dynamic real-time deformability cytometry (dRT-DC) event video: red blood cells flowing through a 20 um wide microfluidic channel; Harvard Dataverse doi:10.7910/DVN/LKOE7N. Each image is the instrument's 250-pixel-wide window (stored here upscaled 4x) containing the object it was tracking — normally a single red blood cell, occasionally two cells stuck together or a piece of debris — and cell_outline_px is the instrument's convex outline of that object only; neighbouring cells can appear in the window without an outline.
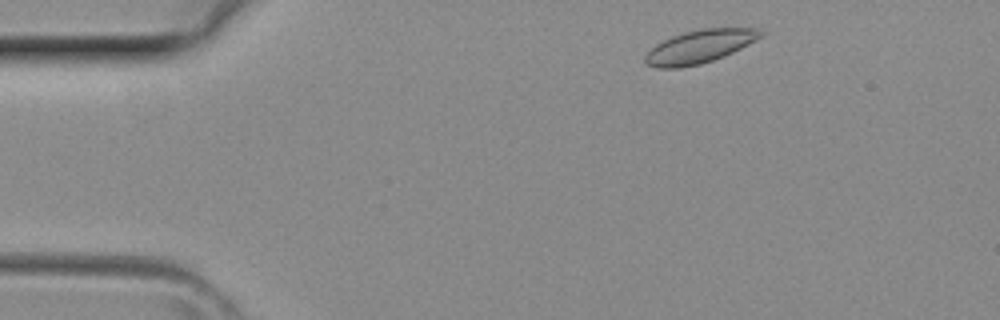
{"species": "common noctule bat (a hibernating species)", "species_latin": "Nyctalus noctula", "temperature_condition": "room temperature", "stored_images_in_passage": 3, "camera_frame_rate_fps": 3000, "um_per_image_px": 0.085, "animal": {"sex": "female", "body_mass_g": 29.2, "forearm_length_mm": 56.3}, "frame": {"image": 1, "passage_image": 1, "time_ms": 0.0, "image_size_px": [1000, 320], "cell_outline_px": [[764, 36], [724, 56], [700, 64], [680, 68], [656, 68], [648, 64], [644, 60], [644, 56], [656, 44], [672, 36], [684, 32], [700, 28], [756, 28], [764, 32]], "centroid_in_image_um": [59.47, 3.95], "position_along_channel_um": 25.5, "area_um2": 22.2}}
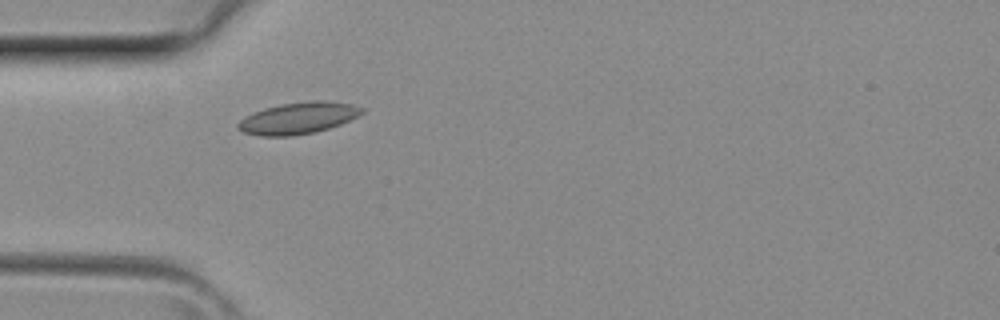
{"frame": {"image": 2, "passage_image": 2, "time_ms": 0.333, "image_size_px": [1000, 320], "cell_outline_px": [[364, 112], [360, 116], [340, 124], [316, 132], [292, 136], [260, 136], [244, 132], [236, 128], [236, 124], [244, 116], [252, 112], [264, 108], [280, 104], [312, 100], [324, 100], [352, 104], [364, 108]], "centroid_in_image_um": [25.34, 10.03], "position_along_channel_um": 59.7, "area_um2": 23.12}}
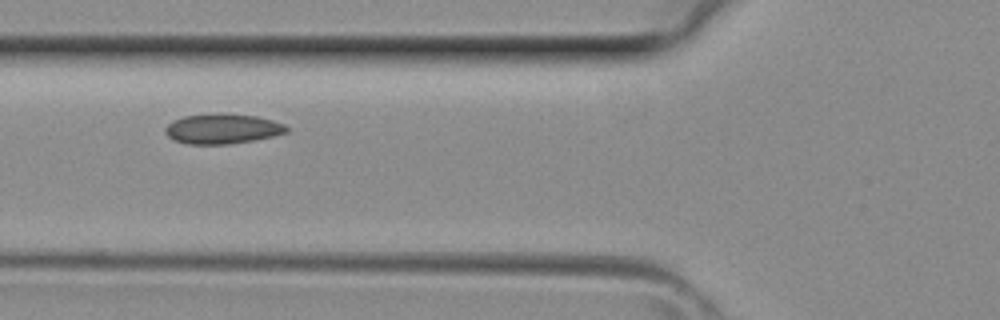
{"frame": {"image": 3, "passage_image": 3, "time_ms": 0.667, "image_size_px": [1000, 320], "cell_outline_px": [[292, 128], [288, 132], [272, 136], [252, 140], [228, 144], [188, 144], [172, 140], [164, 132], [164, 128], [172, 120], [184, 116], [220, 112], [256, 116], [272, 120], [284, 124]], "centroid_in_image_um": [18.89, 10.93], "position_along_channel_um": 106.9, "area_um2": 21.5}}